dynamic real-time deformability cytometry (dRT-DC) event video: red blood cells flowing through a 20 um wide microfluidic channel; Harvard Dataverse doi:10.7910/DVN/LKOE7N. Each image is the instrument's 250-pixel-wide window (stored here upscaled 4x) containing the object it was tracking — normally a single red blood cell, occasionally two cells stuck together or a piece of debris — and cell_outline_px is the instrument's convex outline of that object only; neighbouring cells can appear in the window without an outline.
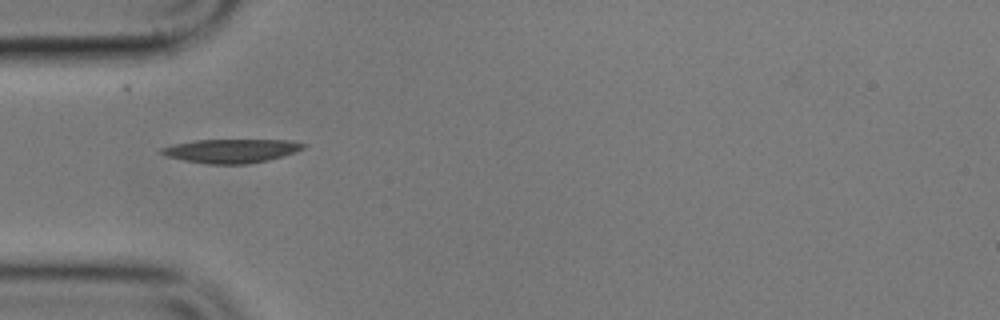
{"species": "common noctule bat (a hibernating species)", "species_latin": "Nyctalus noctula", "temperature_condition": "cold", "stored_images_in_passage": 4, "camera_frame_rate_fps": 3000, "um_per_image_px": 0.085, "animal": {"sex": "male", "body_mass_g": 17.9}, "frame": {"image": 1, "passage_image": 4, "time_ms": 4.333, "image_size_px": [1000, 320], "cell_outline_px": [[308, 144], [304, 148], [296, 152], [268, 160], [248, 164], [208, 164], [184, 160], [168, 156], [160, 152], [160, 148], [176, 144], [196, 140], [292, 140]], "centroid_in_image_um": [19.72, 12.82], "position_along_channel_um": 65.3, "area_um2": 19.59}}